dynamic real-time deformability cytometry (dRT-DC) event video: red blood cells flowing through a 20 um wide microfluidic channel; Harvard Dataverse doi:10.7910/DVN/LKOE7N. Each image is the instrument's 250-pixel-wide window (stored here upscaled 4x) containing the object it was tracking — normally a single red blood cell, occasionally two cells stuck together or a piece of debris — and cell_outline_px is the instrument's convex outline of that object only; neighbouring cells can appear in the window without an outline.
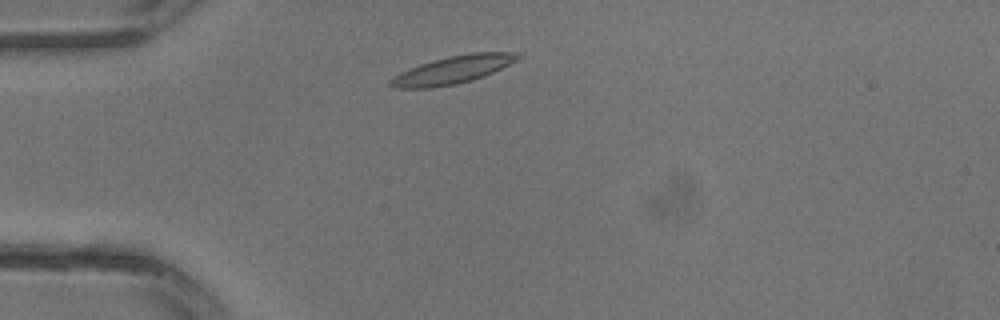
{"species": "common noctule bat (a hibernating species)", "species_latin": "Nyctalus noctula", "temperature_condition": "warm", "stored_images_in_passage": 26, "camera_frame_rate_fps": 3000, "um_per_image_px": 0.085, "animal": {"sex": "male", "body_mass_g": 13.3}, "frame": {"image": 1, "passage_image": 3, "time_ms": 0.667, "image_size_px": [1000, 320], "cell_outline_px": [[524, 56], [484, 76], [472, 80], [456, 84], [432, 88], [396, 88], [388, 84], [388, 80], [400, 72], [420, 64], [432, 60], [472, 52], [520, 52]], "centroid_in_image_um": [38.48, 5.93], "position_along_channel_um": 46.5, "area_um2": 20.52}}
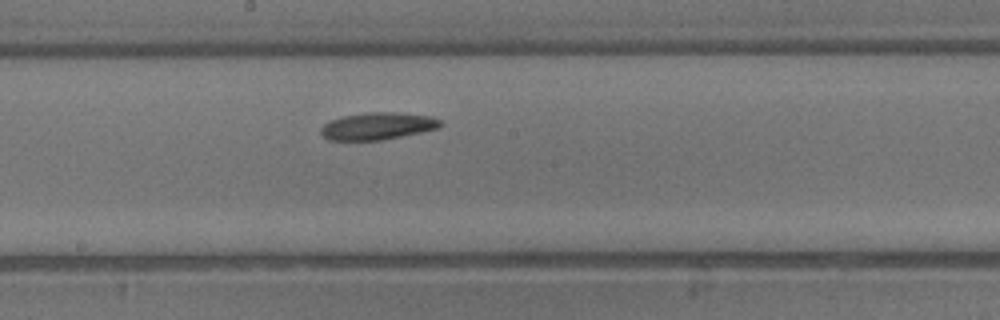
{"frame": {"image": 2, "passage_image": 12, "time_ms": 3.667, "image_size_px": [1000, 320], "cell_outline_px": [[444, 124], [440, 128], [380, 140], [328, 140], [320, 132], [320, 128], [328, 120], [344, 116], [368, 112], [392, 112], [432, 116], [440, 120]], "centroid_in_image_um": [32.09, 10.71], "position_along_channel_um": 216.1, "area_um2": 18.9}}
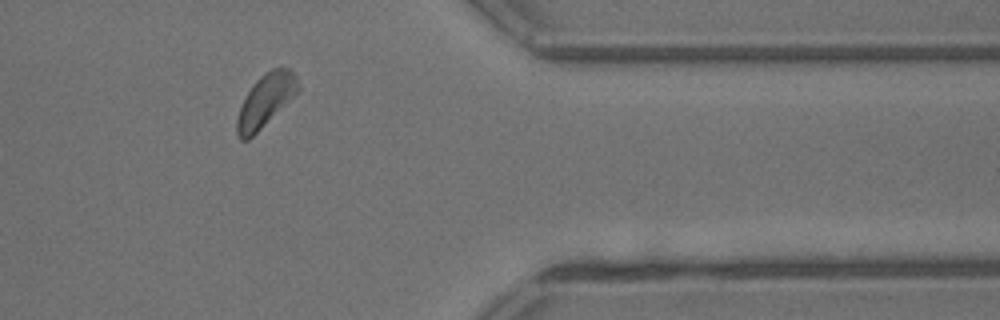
{"frame": {"image": 3, "passage_image": 21, "time_ms": 6.667, "image_size_px": [1000, 320], "cell_outline_px": [[300, 88], [248, 140], [240, 140], [236, 136], [236, 120], [240, 108], [252, 84], [264, 72], [272, 68], [292, 68], [296, 76]], "centroid_in_image_um": [22.54, 8.51], "position_along_channel_um": 388.9, "area_um2": 18.21}}